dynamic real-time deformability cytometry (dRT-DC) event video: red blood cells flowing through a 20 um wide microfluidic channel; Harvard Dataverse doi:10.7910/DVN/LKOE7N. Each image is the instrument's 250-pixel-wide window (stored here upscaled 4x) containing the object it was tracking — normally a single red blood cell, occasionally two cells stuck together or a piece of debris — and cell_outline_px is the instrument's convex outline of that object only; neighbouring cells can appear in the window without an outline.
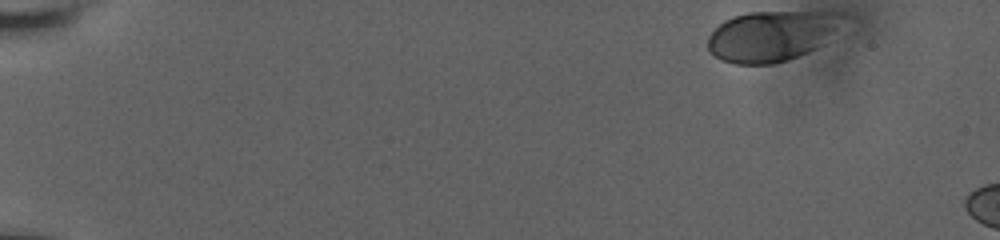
{"species": "human", "species_latin": "Homo sapiens", "temperature_condition": "room temperature", "stored_images_in_passage": 9, "camera_frame_rate_fps": 3000, "um_per_image_px": 0.085, "donor": {"sex": "male"}, "frame": {"image": 1, "passage_image": 1, "time_ms": 0.0, "image_size_px": [1000, 240], "cell_outline_px": [[852, 16], [824, 44], [816, 48], [788, 60], [772, 64], [732, 64], [720, 60], [708, 48], [708, 36], [724, 20], [748, 12], [844, 12]], "centroid_in_image_um": [65.69, 3.04], "position_along_channel_um": 19.3, "area_um2": 40.23}}